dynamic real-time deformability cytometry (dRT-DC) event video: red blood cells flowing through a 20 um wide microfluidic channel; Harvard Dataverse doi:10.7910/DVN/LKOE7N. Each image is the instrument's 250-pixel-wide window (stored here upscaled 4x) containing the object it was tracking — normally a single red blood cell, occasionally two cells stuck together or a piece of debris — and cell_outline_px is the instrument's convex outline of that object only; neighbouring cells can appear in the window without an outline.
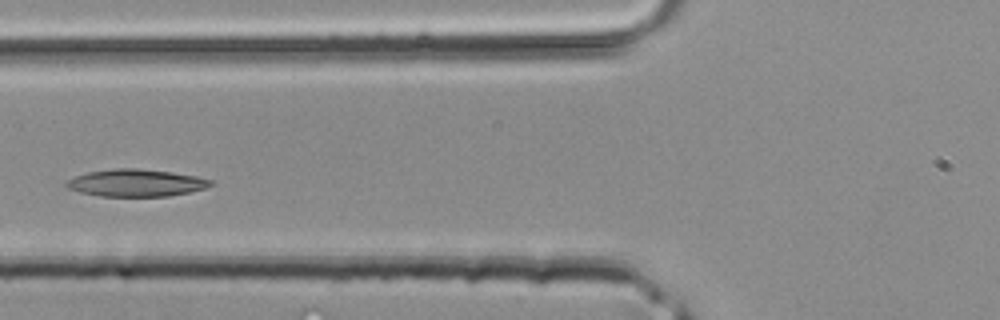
{"species": "common noctule bat (a hibernating species)", "species_latin": "Nyctalus noctula", "temperature_condition": "room temperature", "stored_images_in_passage": 27, "camera_frame_rate_fps": 3000, "um_per_image_px": 0.085, "animal": {"sex": "male", "body_mass_g": 20.4}, "frame": {"image": 1, "passage_image": 11, "time_ms": 3.333, "image_size_px": [1000, 320], "cell_outline_px": [[216, 184], [204, 188], [188, 192], [168, 196], [100, 196], [80, 192], [68, 188], [64, 184], [68, 180], [76, 176], [88, 172], [112, 168], [140, 168], [172, 172], [196, 176], [212, 180]], "centroid_in_image_um": [11.58, 15.53], "position_along_channel_um": 114.2, "area_um2": 22.89}}
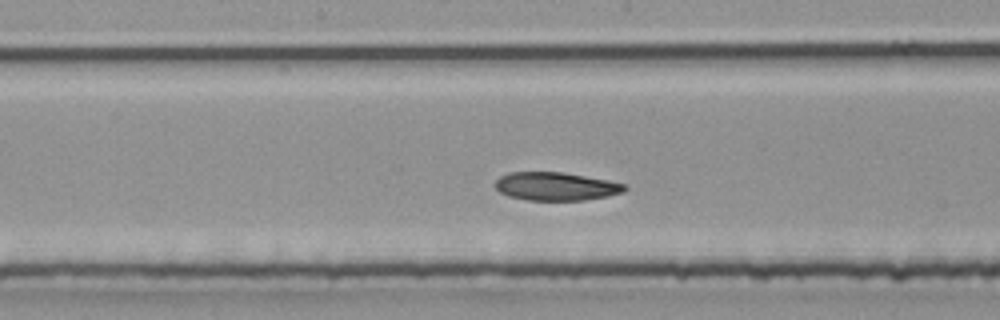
{"frame": {"image": 2, "passage_image": 16, "time_ms": 5.0, "image_size_px": [1000, 320], "cell_outline_px": [[628, 188], [624, 192], [608, 196], [584, 200], [528, 200], [508, 196], [500, 192], [496, 188], [496, 180], [500, 176], [512, 172], [564, 172], [608, 180], [624, 184]], "centroid_in_image_um": [47.27, 15.84], "position_along_channel_um": 200.9, "area_um2": 21.27}}
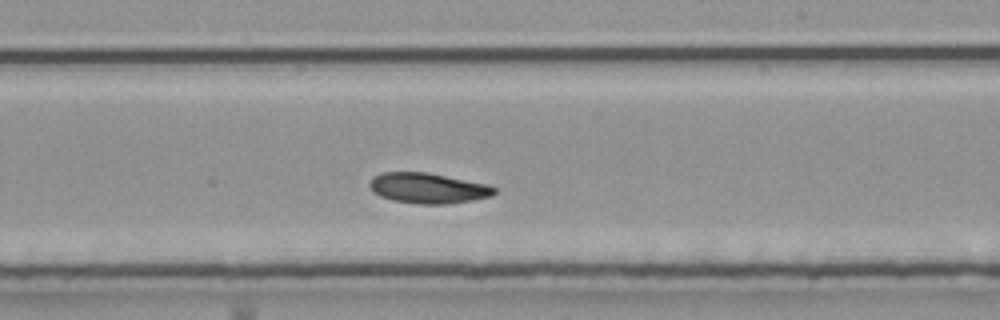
{"frame": {"image": 3, "passage_image": 19, "time_ms": 6.0, "image_size_px": [1000, 320], "cell_outline_px": [[496, 192], [492, 196], [472, 200], [448, 204], [420, 204], [392, 200], [380, 196], [368, 184], [372, 176], [380, 172], [424, 172], [484, 184], [496, 188]], "centroid_in_image_um": [36.34, 16.0], "position_along_channel_um": 252.7, "area_um2": 21.79}}